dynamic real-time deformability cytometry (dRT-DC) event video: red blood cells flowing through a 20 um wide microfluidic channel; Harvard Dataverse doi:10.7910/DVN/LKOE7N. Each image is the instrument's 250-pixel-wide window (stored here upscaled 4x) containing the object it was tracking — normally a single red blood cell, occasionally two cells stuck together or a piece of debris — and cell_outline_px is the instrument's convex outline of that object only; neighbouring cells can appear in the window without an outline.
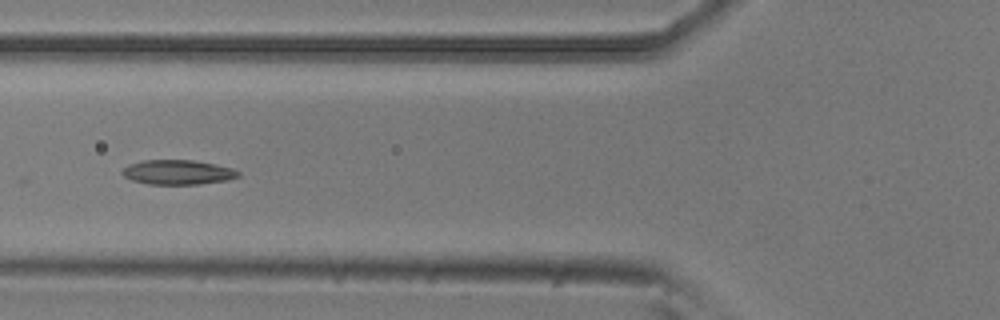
{"species": "common noctule bat (a hibernating species)", "species_latin": "Nyctalus noctula", "temperature_condition": "room temperature", "stored_images_in_passage": 14, "camera_frame_rate_fps": 3000, "um_per_image_px": 0.085, "animal": {"sex": "male", "body_mass_g": 20.5, "forearm_length_mm": 52.5}, "frame": {"image": 1, "passage_image": 5, "time_ms": 1.333, "image_size_px": [1000, 320], "cell_outline_px": [[240, 176], [228, 180], [200, 184], [148, 184], [132, 180], [124, 176], [120, 172], [128, 164], [144, 160], [192, 160], [232, 168], [240, 172]], "centroid_in_image_um": [15.1, 14.64], "position_along_channel_um": 110.7, "area_um2": 16.59}}
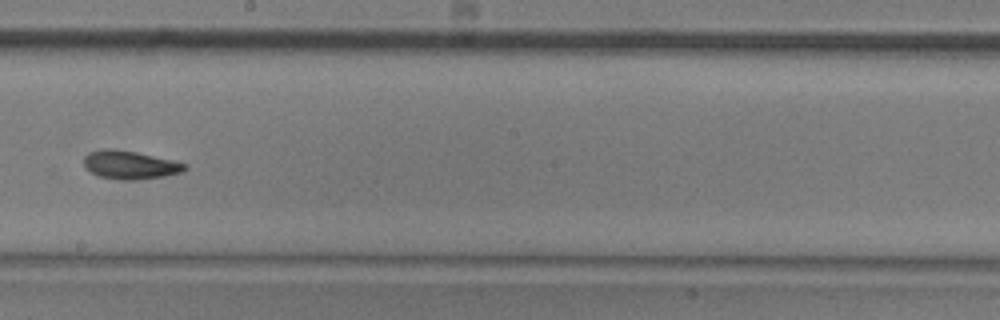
{"frame": {"image": 2, "passage_image": 8, "time_ms": 2.333, "image_size_px": [1000, 320], "cell_outline_px": [[188, 168], [180, 172], [164, 176], [140, 180], [120, 180], [96, 176], [84, 164], [84, 156], [88, 152], [104, 148], [136, 152], [172, 160], [188, 164]], "centroid_in_image_um": [11.05, 14.03], "position_along_channel_um": 237.2, "area_um2": 16.65}}
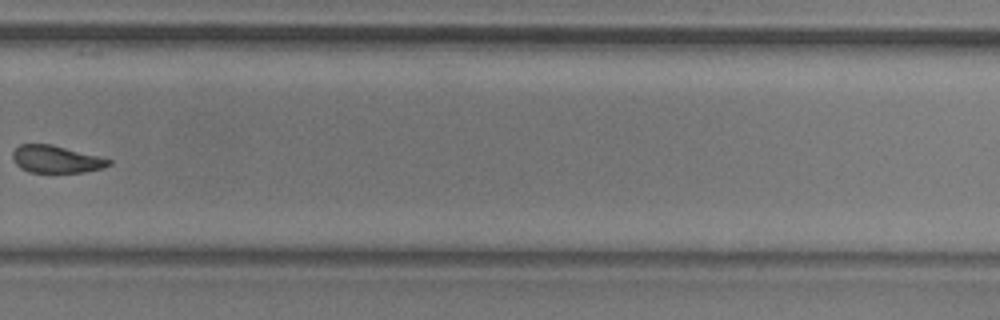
{"frame": {"image": 3, "passage_image": 10, "time_ms": 3.0, "image_size_px": [1000, 320], "cell_outline_px": [[112, 164], [100, 168], [84, 172], [28, 172], [20, 168], [16, 164], [12, 156], [12, 152], [20, 144], [52, 144], [112, 160]], "centroid_in_image_um": [4.74, 13.53], "position_along_channel_um": 325.1, "area_um2": 15.14}}